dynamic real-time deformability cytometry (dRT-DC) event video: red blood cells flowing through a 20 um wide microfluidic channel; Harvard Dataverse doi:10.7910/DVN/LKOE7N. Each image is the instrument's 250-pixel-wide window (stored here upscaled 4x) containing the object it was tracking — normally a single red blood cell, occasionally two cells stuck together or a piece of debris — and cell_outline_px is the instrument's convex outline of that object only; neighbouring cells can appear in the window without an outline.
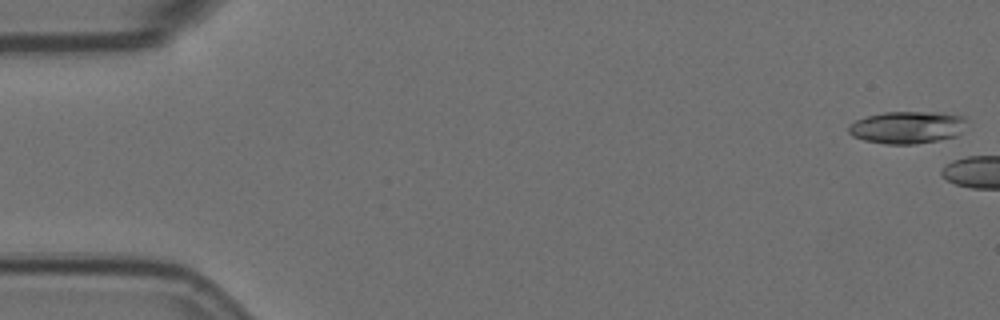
{"species": "Egyptian fruit bat (a non-hibernating species)", "species_latin": "Rousettus aegyptiacus", "temperature_condition": "room temperature", "stored_images_in_passage": 4, "camera_frame_rate_fps": 3000, "um_per_image_px": 0.085, "animal": {"sex": "female"}, "frame": {"image": 1, "passage_image": 1, "time_ms": 0.0, "image_size_px": [1000, 320], "cell_outline_px": [[968, 120], [960, 132], [956, 136], [916, 144], [884, 144], [864, 140], [852, 136], [848, 132], [848, 128], [856, 120], [868, 116], [884, 112], [936, 112], [964, 116]], "centroid_in_image_um": [77.12, 10.82], "position_along_channel_um": 7.9, "area_um2": 22.14}}